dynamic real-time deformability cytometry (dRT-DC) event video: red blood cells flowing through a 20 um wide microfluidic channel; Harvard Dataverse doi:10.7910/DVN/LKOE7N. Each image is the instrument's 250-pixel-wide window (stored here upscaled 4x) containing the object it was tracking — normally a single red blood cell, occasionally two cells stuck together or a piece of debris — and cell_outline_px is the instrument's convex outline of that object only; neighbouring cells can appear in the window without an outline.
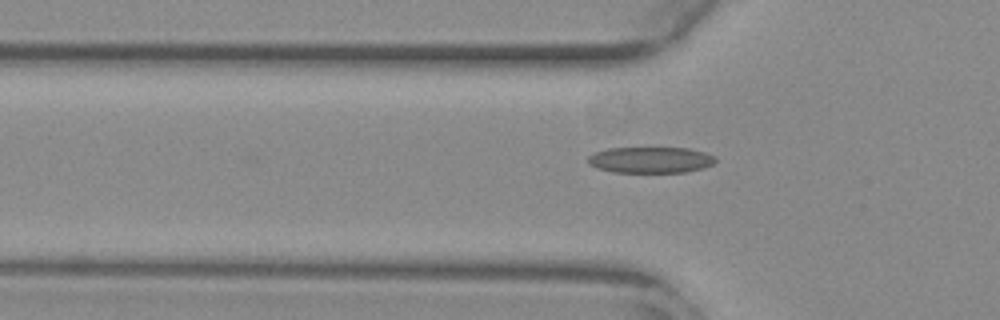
{"species": "common noctule bat (a hibernating species)", "species_latin": "Nyctalus noctula", "temperature_condition": "warm", "stored_images_in_passage": 34, "camera_frame_rate_fps": 3000, "um_per_image_px": 0.085, "animal": {"sex": "female", "body_mass_g": 29.2, "forearm_length_mm": 56.3}, "frame": {"image": 1, "passage_image": 3, "time_ms": 0.667, "image_size_px": [1000, 320], "cell_outline_px": [[716, 160], [712, 164], [704, 168], [684, 172], [612, 172], [596, 168], [588, 164], [588, 156], [596, 152], [608, 148], [688, 148], [704, 152], [716, 156]], "centroid_in_image_um": [55.29, 13.59], "position_along_channel_um": 70.5, "area_um2": 19.42}}
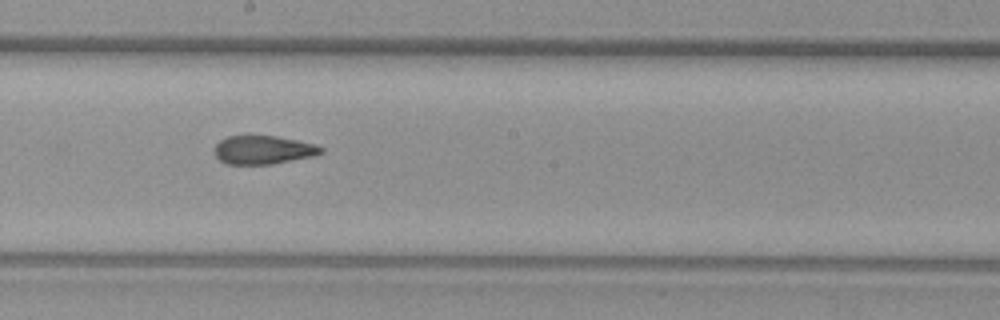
{"frame": {"image": 2, "passage_image": 15, "time_ms": 4.667, "image_size_px": [1000, 320], "cell_outline_px": [[324, 152], [312, 156], [272, 164], [224, 164], [216, 156], [212, 148], [220, 140], [228, 136], [276, 136], [316, 144], [324, 148]], "centroid_in_image_um": [22.35, 12.74], "position_along_channel_um": 225.8, "area_um2": 17.74}}
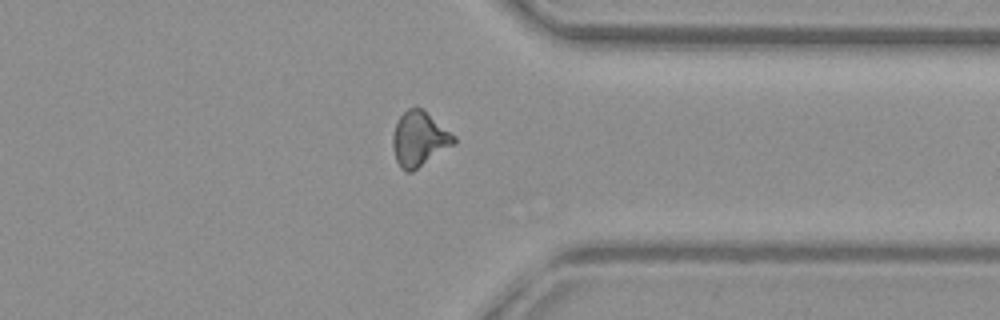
{"frame": {"image": 3, "passage_image": 27, "time_ms": 8.667, "image_size_px": [1000, 320], "cell_outline_px": [[456, 144], [412, 172], [404, 172], [400, 168], [396, 160], [392, 148], [392, 136], [396, 120], [408, 108], [416, 104], [456, 136]], "centroid_in_image_um": [35.62, 11.82], "position_along_channel_um": 375.8, "area_um2": 19.88}, "authors_computed_cell_mechanics": {"area_um2": 18.5827, "velocity_mm_per_s": 3.8695, "shape_relaxation_time_tau1_ms": null, "shape_relaxation_time_tau2_ms": 1.7137, "deformation_change_tau1": null, "deformation_change_tau2": 0.0804}}